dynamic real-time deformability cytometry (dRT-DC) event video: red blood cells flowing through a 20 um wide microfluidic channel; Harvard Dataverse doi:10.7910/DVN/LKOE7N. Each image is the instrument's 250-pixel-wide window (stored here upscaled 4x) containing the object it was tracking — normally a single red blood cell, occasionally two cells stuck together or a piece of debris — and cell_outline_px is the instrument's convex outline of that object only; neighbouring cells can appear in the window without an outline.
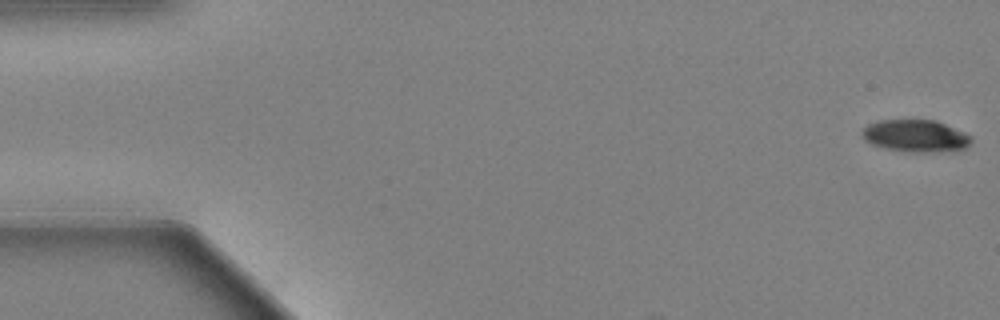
{"species": "Egyptian fruit bat (a non-hibernating species)", "species_latin": "Rousettus aegyptiacus", "temperature_condition": "warm", "stored_images_in_passage": 1, "camera_frame_rate_fps": 3000, "um_per_image_px": 0.085, "animal": {"sex": "female"}, "frame": {"image": 1, "passage_image": 1, "time_ms": 0.0, "image_size_px": [1000, 320], "cell_outline_px": [[972, 140], [964, 148], [936, 152], [908, 152], [884, 148], [868, 144], [864, 140], [860, 132], [868, 124], [880, 120], [936, 120], [964, 132], [972, 136]], "centroid_in_image_um": [77.77, 11.55], "position_along_channel_um": 7.2, "area_um2": 20.58}}